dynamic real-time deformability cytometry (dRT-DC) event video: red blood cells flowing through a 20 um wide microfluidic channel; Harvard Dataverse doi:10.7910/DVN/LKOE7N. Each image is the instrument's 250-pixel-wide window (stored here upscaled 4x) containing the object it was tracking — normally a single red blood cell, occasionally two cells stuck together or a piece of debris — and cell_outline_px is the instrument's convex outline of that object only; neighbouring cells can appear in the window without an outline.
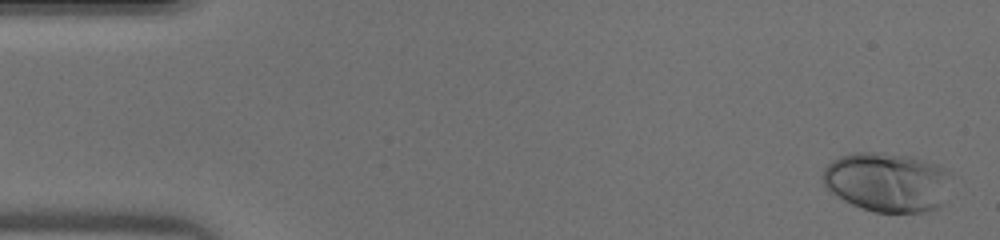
{"species": "human", "species_latin": "Homo sapiens", "temperature_condition": "warm", "stored_images_in_passage": 47, "camera_frame_rate_fps": 3000, "um_per_image_px": 0.085, "donor": {"sex": "male"}, "frame": {"image": 1, "passage_image": 2, "time_ms": 0.333, "image_size_px": [1000, 240], "cell_outline_px": [[952, 172], [940, 204], [936, 208], [924, 212], [876, 212], [852, 204], [844, 200], [824, 188], [820, 176], [824, 168], [832, 160], [840, 156], [856, 152], [884, 152], [908, 156], [936, 164]], "centroid_in_image_um": [75.35, 15.46], "position_along_channel_um": 9.7, "area_um2": 44.39}}
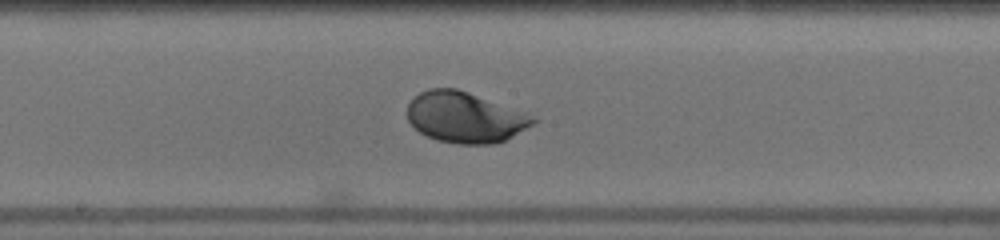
{"frame": {"image": 2, "passage_image": 25, "time_ms": 8.0, "image_size_px": [1000, 240], "cell_outline_px": [[540, 120], [512, 136], [504, 140], [492, 144], [456, 144], [436, 140], [420, 132], [408, 120], [408, 104], [420, 92], [428, 88], [456, 88], [468, 92], [524, 112]], "centroid_in_image_um": [39.52, 9.97], "position_along_channel_um": 208.7, "area_um2": 36.82}}
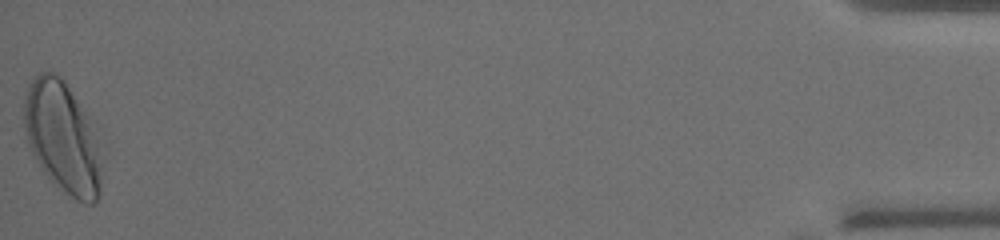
{"frame": {"image": 3, "passage_image": 47, "time_ms": 15.333, "image_size_px": [1000, 240], "cell_outline_px": [[100, 196], [92, 204], [84, 204], [76, 200], [64, 192], [44, 172], [32, 152], [28, 144], [24, 128], [24, 96], [28, 84], [36, 72], [56, 72], [64, 80], [88, 112], [96, 140], [100, 164]], "centroid_in_image_um": [5.29, 11.63], "position_along_channel_um": 429.9, "area_um2": 50.34}}